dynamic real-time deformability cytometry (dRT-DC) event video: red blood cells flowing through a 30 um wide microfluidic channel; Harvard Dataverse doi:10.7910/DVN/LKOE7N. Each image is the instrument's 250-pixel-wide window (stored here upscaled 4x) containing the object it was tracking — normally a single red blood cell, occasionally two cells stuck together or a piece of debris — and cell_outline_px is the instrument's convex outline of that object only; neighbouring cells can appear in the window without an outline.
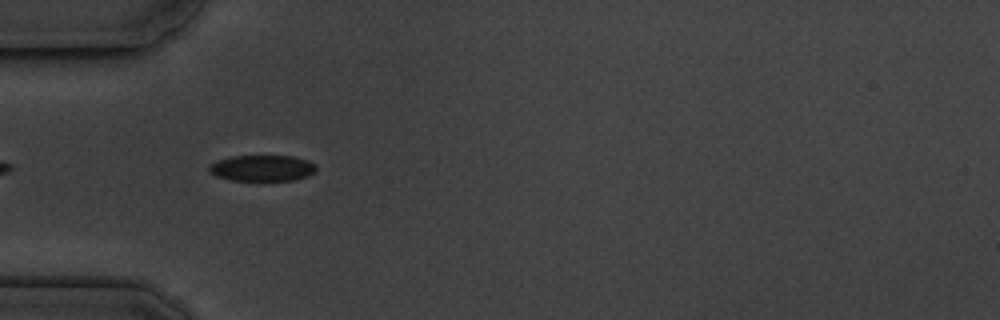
{"species": "common noctule bat (a hibernating species)", "species_latin": "Nyctalus noctula", "temperature_condition": "cold", "stored_images_in_passage": 2, "camera_frame_rate_fps": 3000, "um_per_image_px": 0.085, "animal": {"sex": "male", "body_mass_g": 19.5, "forearm_length_mm": 54.6}, "frame": {"image": 1, "passage_image": 1, "time_ms": 0.0, "image_size_px": [1000, 320], "cell_outline_px": [[316, 172], [308, 176], [292, 180], [232, 180], [216, 176], [208, 172], [208, 164], [216, 160], [232, 156], [292, 156], [308, 160], [316, 164]], "centroid_in_image_um": [22.27, 14.28], "position_along_channel_um": 62.7, "area_um2": 16.42}}